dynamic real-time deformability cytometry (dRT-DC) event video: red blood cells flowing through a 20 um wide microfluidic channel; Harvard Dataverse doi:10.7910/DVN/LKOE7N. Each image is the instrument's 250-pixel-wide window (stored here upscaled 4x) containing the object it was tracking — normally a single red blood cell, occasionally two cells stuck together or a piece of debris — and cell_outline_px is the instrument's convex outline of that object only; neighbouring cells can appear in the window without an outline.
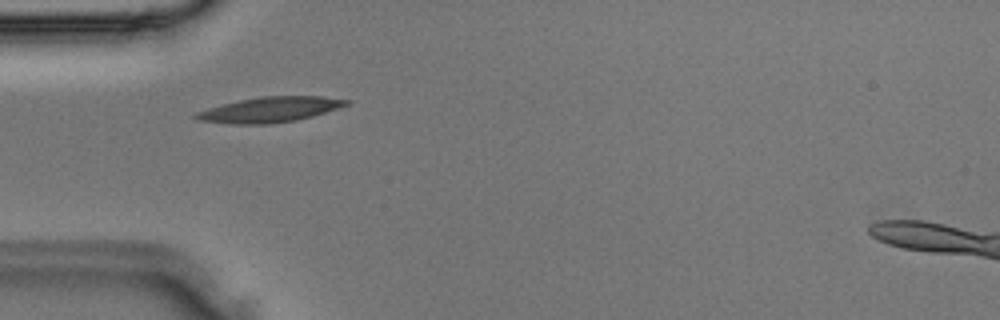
{"species": "Egyptian fruit bat (a non-hibernating species)", "species_latin": "Rousettus aegyptiacus", "temperature_condition": "room temperature", "stored_images_in_passage": 4, "camera_frame_rate_fps": 3000, "um_per_image_px": 0.085, "animal": {"sex": "male"}, "frame": {"image": 1, "passage_image": 3, "time_ms": 0.667, "image_size_px": [1000, 320], "cell_outline_px": [[352, 100], [348, 104], [312, 116], [296, 120], [268, 124], [232, 124], [200, 120], [192, 116], [196, 112], [208, 108], [240, 100], [260, 96], [320, 96]], "centroid_in_image_um": [22.93, 9.31], "position_along_channel_um": 62.1, "area_um2": 21.85}}